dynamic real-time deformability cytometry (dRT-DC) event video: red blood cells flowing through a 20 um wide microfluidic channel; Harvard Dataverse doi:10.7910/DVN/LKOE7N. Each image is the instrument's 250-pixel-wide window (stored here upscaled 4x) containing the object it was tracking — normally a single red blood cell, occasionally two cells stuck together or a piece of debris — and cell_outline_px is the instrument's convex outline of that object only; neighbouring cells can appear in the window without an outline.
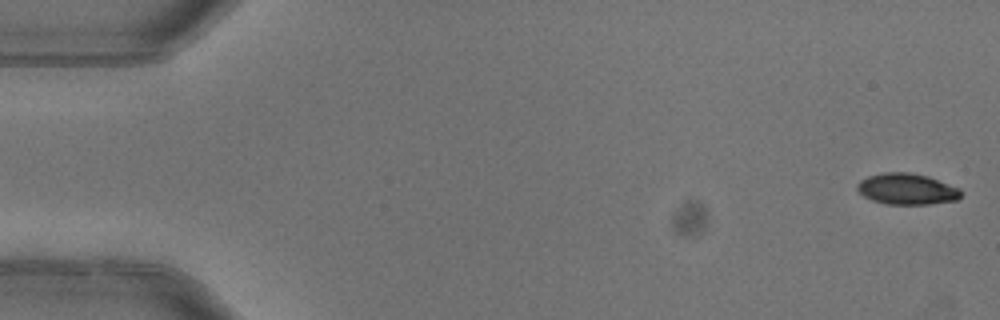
{"species": "common noctule bat (a hibernating species)", "species_latin": "Nyctalus noctula", "temperature_condition": "warm", "stored_images_in_passage": 4, "camera_frame_rate_fps": 3000, "um_per_image_px": 0.085, "animal": {"sex": "female"}, "frame": {"image": 1, "passage_image": 1, "time_ms": 0.0, "image_size_px": [1000, 320], "cell_outline_px": [[964, 192], [956, 200], [928, 204], [888, 204], [872, 200], [864, 196], [856, 188], [856, 184], [860, 180], [868, 176], [884, 172], [908, 172], [928, 176], [960, 188]], "centroid_in_image_um": [77.09, 16.06], "position_along_channel_um": 7.9, "area_um2": 18.84}}
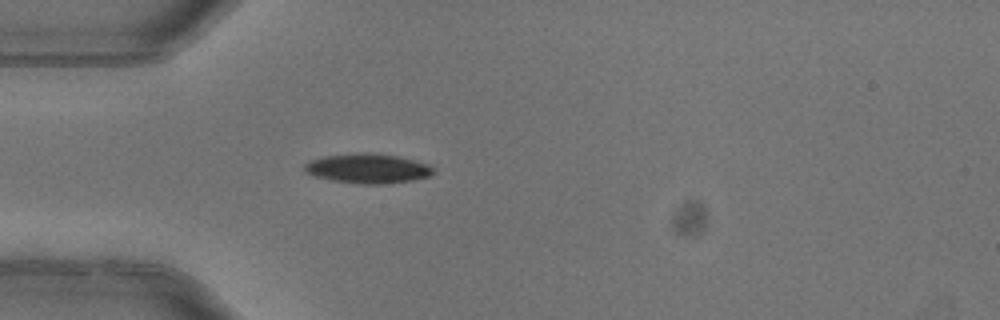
{"frame": {"image": 2, "passage_image": 4, "time_ms": 1.0, "image_size_px": [1000, 320], "cell_outline_px": [[436, 172], [428, 176], [412, 180], [380, 184], [360, 184], [332, 180], [312, 176], [304, 172], [304, 164], [312, 160], [324, 156], [396, 156], [428, 164]], "centroid_in_image_um": [31.24, 14.38], "position_along_channel_um": 53.8, "area_um2": 20.98}}